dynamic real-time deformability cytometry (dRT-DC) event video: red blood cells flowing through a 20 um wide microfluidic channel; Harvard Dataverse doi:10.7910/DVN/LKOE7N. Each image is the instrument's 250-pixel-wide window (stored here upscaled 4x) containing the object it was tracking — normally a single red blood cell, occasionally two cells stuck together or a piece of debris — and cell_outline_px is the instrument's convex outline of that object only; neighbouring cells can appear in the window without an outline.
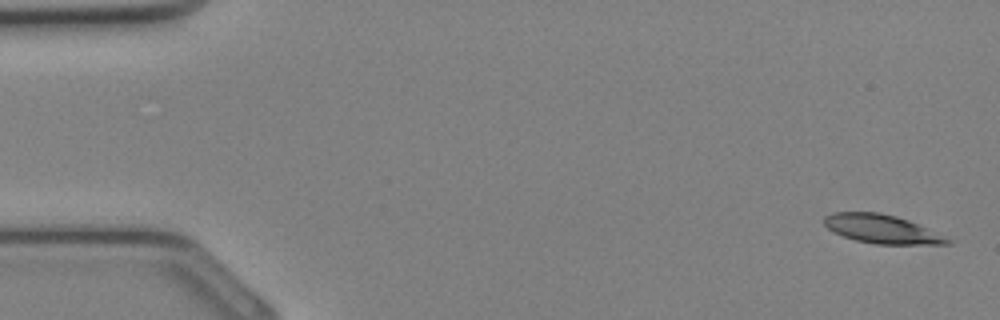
{"species": "Egyptian fruit bat (a non-hibernating species)", "species_latin": "Rousettus aegyptiacus", "temperature_condition": "cold", "stored_images_in_passage": 10, "camera_frame_rate_fps": 3000, "um_per_image_px": 0.085, "animal": {"sex": "female"}, "frame": {"image": 1, "passage_image": 1, "time_ms": 0.0, "image_size_px": [1000, 320], "cell_outline_px": [[956, 240], [952, 244], [876, 244], [856, 240], [832, 232], [824, 224], [824, 216], [832, 212], [880, 212], [896, 216], [908, 220]], "centroid_in_image_um": [74.99, 19.47], "position_along_channel_um": 10.0, "area_um2": 20.75}}
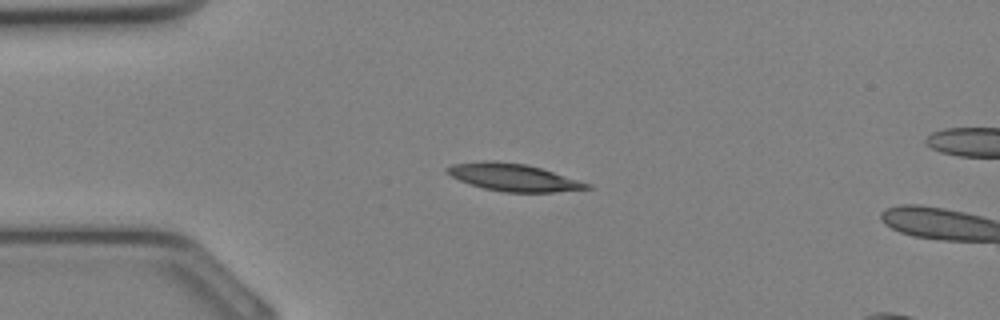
{"frame": {"image": 2, "passage_image": 8, "time_ms": 2.333, "image_size_px": [1000, 320], "cell_outline_px": [[592, 188], [552, 192], [504, 192], [484, 188], [460, 180], [444, 172], [444, 168], [452, 164], [484, 160], [492, 160], [524, 164], [540, 168], [592, 184]], "centroid_in_image_um": [43.61, 15.07], "position_along_channel_um": 41.4, "area_um2": 22.14}}